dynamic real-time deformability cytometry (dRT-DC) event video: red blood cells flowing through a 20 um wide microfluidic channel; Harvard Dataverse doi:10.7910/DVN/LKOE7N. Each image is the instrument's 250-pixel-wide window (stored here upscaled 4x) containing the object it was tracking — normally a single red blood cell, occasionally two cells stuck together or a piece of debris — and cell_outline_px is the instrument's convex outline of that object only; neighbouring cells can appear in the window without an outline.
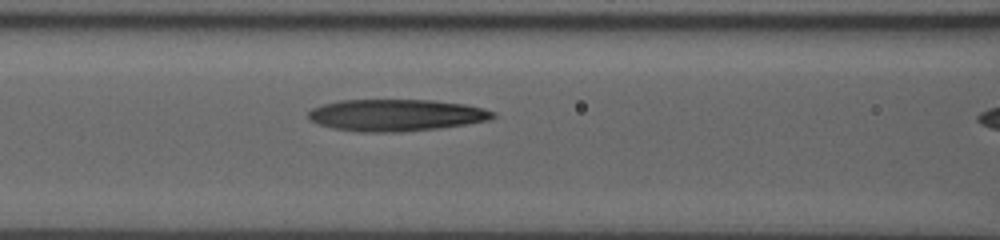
{"species": "human", "species_latin": "Homo sapiens", "temperature_condition": "room temperature", "stored_images_in_passage": 31, "segment_of_instrument_passage": [2, 2], "camera_frame_rate_fps": 3000, "um_per_image_px": 0.085, "donor": {"sex": "male"}, "frame": {"image": 1, "passage_image": 21, "time_ms": 6.667, "image_size_px": [1000, 240], "cell_outline_px": [[496, 116], [488, 120], [440, 128], [396, 132], [360, 132], [332, 128], [316, 124], [308, 120], [308, 112], [312, 108], [324, 104], [340, 100], [432, 100], [464, 104], [484, 108], [496, 112]], "centroid_in_image_um": [33.64, 9.79], "position_along_channel_um": 133.0, "area_um2": 34.33}}
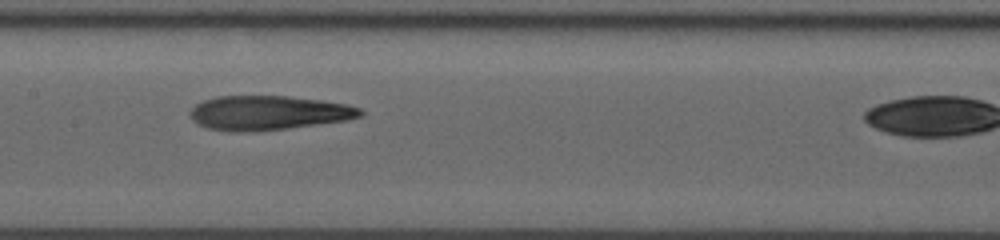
{"frame": {"image": 2, "passage_image": 25, "time_ms": 8.0, "image_size_px": [1000, 240], "cell_outline_px": [[364, 116], [348, 120], [288, 128], [232, 132], [208, 128], [192, 120], [188, 112], [196, 104], [204, 100], [216, 96], [288, 96], [320, 100], [348, 104], [360, 108], [364, 112]], "centroid_in_image_um": [22.84, 9.58], "position_along_channel_um": 184.6, "area_um2": 33.99}}
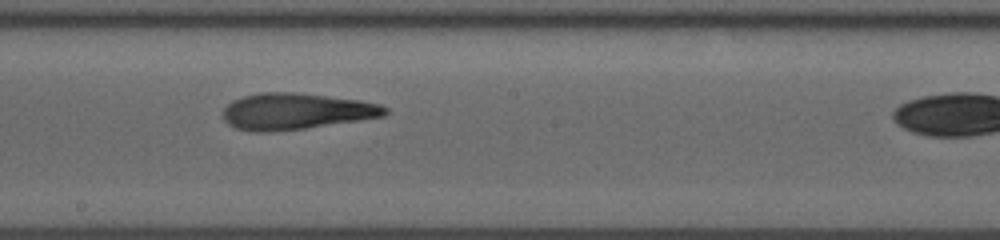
{"frame": {"image": 3, "passage_image": 28, "time_ms": 9.0, "image_size_px": [1000, 240], "cell_outline_px": [[388, 112], [384, 116], [304, 128], [268, 132], [252, 132], [236, 128], [228, 124], [224, 120], [224, 108], [232, 100], [244, 96], [260, 92], [296, 92], [360, 100], [380, 104], [388, 108]], "centroid_in_image_um": [25.14, 9.45], "position_along_channel_um": 223.1, "area_um2": 34.16}}